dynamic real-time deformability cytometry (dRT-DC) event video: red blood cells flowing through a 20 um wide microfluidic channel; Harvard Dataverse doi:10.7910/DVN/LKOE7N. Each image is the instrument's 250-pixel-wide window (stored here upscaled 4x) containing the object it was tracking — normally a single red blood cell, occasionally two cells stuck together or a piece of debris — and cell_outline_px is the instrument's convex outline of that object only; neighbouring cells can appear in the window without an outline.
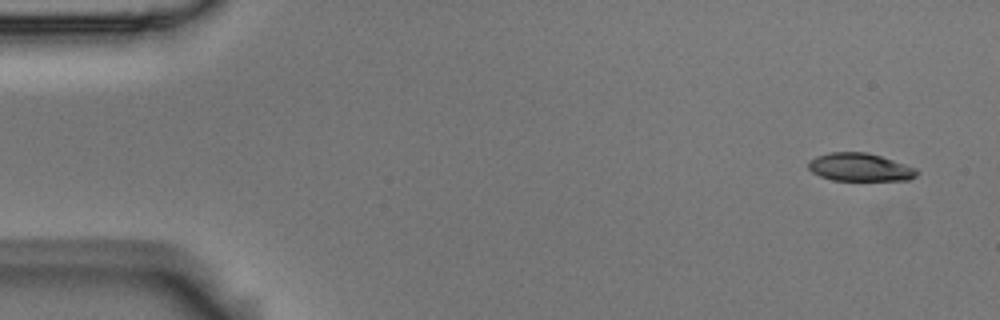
{"species": "Egyptian fruit bat (a non-hibernating species)", "species_latin": "Rousettus aegyptiacus", "temperature_condition": "room temperature", "stored_images_in_passage": 7, "camera_frame_rate_fps": 3000, "um_per_image_px": 0.085, "animal": {"sex": "male"}, "frame": {"image": 1, "passage_image": 1, "time_ms": 0.0, "image_size_px": [1000, 320], "cell_outline_px": [[920, 172], [916, 176], [908, 180], [832, 180], [820, 176], [812, 172], [808, 168], [808, 160], [816, 156], [828, 152], [868, 152], [916, 168]], "centroid_in_image_um": [73.07, 14.21], "position_along_channel_um": 11.9, "area_um2": 17.74}}
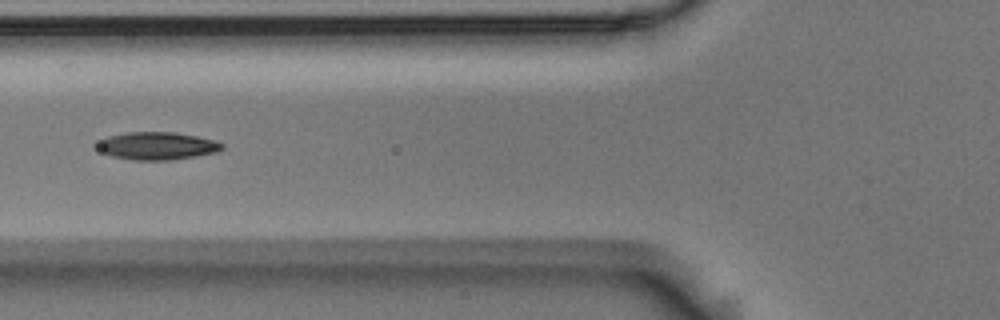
{"frame": {"image": 2, "passage_image": 6, "time_ms": 1.667, "image_size_px": [1000, 320], "cell_outline_px": [[224, 148], [216, 152], [172, 160], [136, 160], [112, 156], [96, 148], [92, 144], [108, 136], [128, 132], [176, 132], [196, 136], [212, 140], [224, 144]], "centroid_in_image_um": [13.31, 12.39], "position_along_channel_um": 112.5, "area_um2": 20.11}}
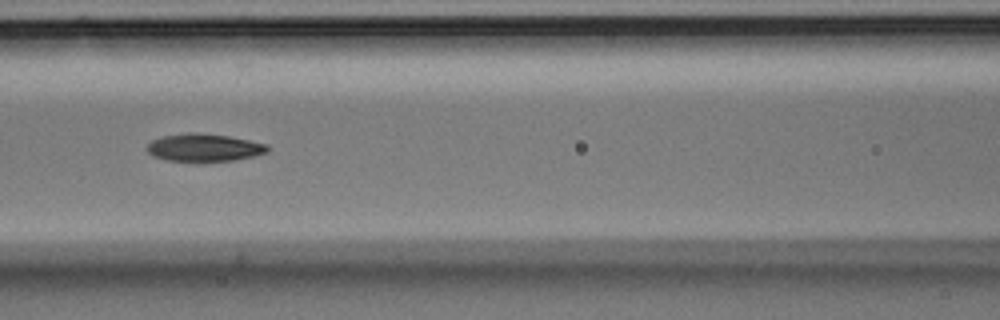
{"frame": {"image": 3, "passage_image": 7, "time_ms": 2.0, "image_size_px": [1000, 320], "cell_outline_px": [[268, 152], [252, 156], [232, 160], [200, 164], [168, 160], [152, 156], [144, 148], [152, 140], [164, 136], [188, 132], [196, 132], [228, 136], [268, 144]], "centroid_in_image_um": [17.3, 12.58], "position_along_channel_um": 149.3, "area_um2": 20.0}}